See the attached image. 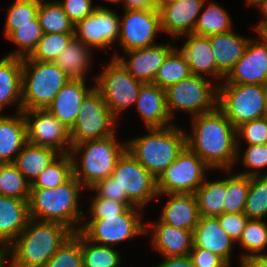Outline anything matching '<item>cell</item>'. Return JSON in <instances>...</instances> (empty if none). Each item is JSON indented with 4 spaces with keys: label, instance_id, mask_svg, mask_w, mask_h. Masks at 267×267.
<instances>
[{
    "label": "cell",
    "instance_id": "obj_16",
    "mask_svg": "<svg viewBox=\"0 0 267 267\" xmlns=\"http://www.w3.org/2000/svg\"><path fill=\"white\" fill-rule=\"evenodd\" d=\"M120 16L105 6H97L91 15L74 25V36L91 49L107 50L118 42Z\"/></svg>",
    "mask_w": 267,
    "mask_h": 267
},
{
    "label": "cell",
    "instance_id": "obj_56",
    "mask_svg": "<svg viewBox=\"0 0 267 267\" xmlns=\"http://www.w3.org/2000/svg\"><path fill=\"white\" fill-rule=\"evenodd\" d=\"M8 256H11L9 246L0 245V267H11V259L7 264L5 263V258H8Z\"/></svg>",
    "mask_w": 267,
    "mask_h": 267
},
{
    "label": "cell",
    "instance_id": "obj_49",
    "mask_svg": "<svg viewBox=\"0 0 267 267\" xmlns=\"http://www.w3.org/2000/svg\"><path fill=\"white\" fill-rule=\"evenodd\" d=\"M87 190L96 191L95 194L98 197H104L107 199L122 202L125 203L128 207H136L128 200L125 192H121L120 187L112 176L98 181L95 185Z\"/></svg>",
    "mask_w": 267,
    "mask_h": 267
},
{
    "label": "cell",
    "instance_id": "obj_15",
    "mask_svg": "<svg viewBox=\"0 0 267 267\" xmlns=\"http://www.w3.org/2000/svg\"><path fill=\"white\" fill-rule=\"evenodd\" d=\"M27 124V142L54 149L60 154L70 153V131L47 109L22 111Z\"/></svg>",
    "mask_w": 267,
    "mask_h": 267
},
{
    "label": "cell",
    "instance_id": "obj_47",
    "mask_svg": "<svg viewBox=\"0 0 267 267\" xmlns=\"http://www.w3.org/2000/svg\"><path fill=\"white\" fill-rule=\"evenodd\" d=\"M236 137L237 147H241V140L247 146L267 144V119L263 117L241 124L236 128Z\"/></svg>",
    "mask_w": 267,
    "mask_h": 267
},
{
    "label": "cell",
    "instance_id": "obj_2",
    "mask_svg": "<svg viewBox=\"0 0 267 267\" xmlns=\"http://www.w3.org/2000/svg\"><path fill=\"white\" fill-rule=\"evenodd\" d=\"M73 234L71 229L57 222L30 219L9 245L11 267H44Z\"/></svg>",
    "mask_w": 267,
    "mask_h": 267
},
{
    "label": "cell",
    "instance_id": "obj_4",
    "mask_svg": "<svg viewBox=\"0 0 267 267\" xmlns=\"http://www.w3.org/2000/svg\"><path fill=\"white\" fill-rule=\"evenodd\" d=\"M116 137L115 133L106 138L87 140L71 146L73 176L86 190L110 177L118 160L127 150V141H118Z\"/></svg>",
    "mask_w": 267,
    "mask_h": 267
},
{
    "label": "cell",
    "instance_id": "obj_25",
    "mask_svg": "<svg viewBox=\"0 0 267 267\" xmlns=\"http://www.w3.org/2000/svg\"><path fill=\"white\" fill-rule=\"evenodd\" d=\"M168 196L159 219L168 225L189 231H194L200 219L198 203L195 194H158Z\"/></svg>",
    "mask_w": 267,
    "mask_h": 267
},
{
    "label": "cell",
    "instance_id": "obj_23",
    "mask_svg": "<svg viewBox=\"0 0 267 267\" xmlns=\"http://www.w3.org/2000/svg\"><path fill=\"white\" fill-rule=\"evenodd\" d=\"M236 242L220 226L217 217L200 216L193 231L192 248H203L220 256L230 267Z\"/></svg>",
    "mask_w": 267,
    "mask_h": 267
},
{
    "label": "cell",
    "instance_id": "obj_43",
    "mask_svg": "<svg viewBox=\"0 0 267 267\" xmlns=\"http://www.w3.org/2000/svg\"><path fill=\"white\" fill-rule=\"evenodd\" d=\"M74 37V33H43L42 38L28 58L35 61L54 62Z\"/></svg>",
    "mask_w": 267,
    "mask_h": 267
},
{
    "label": "cell",
    "instance_id": "obj_14",
    "mask_svg": "<svg viewBox=\"0 0 267 267\" xmlns=\"http://www.w3.org/2000/svg\"><path fill=\"white\" fill-rule=\"evenodd\" d=\"M120 16V34L118 42L122 52L142 49L156 45L154 40L161 29L160 11L152 9H124Z\"/></svg>",
    "mask_w": 267,
    "mask_h": 267
},
{
    "label": "cell",
    "instance_id": "obj_36",
    "mask_svg": "<svg viewBox=\"0 0 267 267\" xmlns=\"http://www.w3.org/2000/svg\"><path fill=\"white\" fill-rule=\"evenodd\" d=\"M191 75L189 63L184 54L178 47H175L159 67L153 83L166 89L168 86L178 83Z\"/></svg>",
    "mask_w": 267,
    "mask_h": 267
},
{
    "label": "cell",
    "instance_id": "obj_18",
    "mask_svg": "<svg viewBox=\"0 0 267 267\" xmlns=\"http://www.w3.org/2000/svg\"><path fill=\"white\" fill-rule=\"evenodd\" d=\"M224 81V82H223ZM221 83L265 85L267 83V44L250 39L243 56Z\"/></svg>",
    "mask_w": 267,
    "mask_h": 267
},
{
    "label": "cell",
    "instance_id": "obj_61",
    "mask_svg": "<svg viewBox=\"0 0 267 267\" xmlns=\"http://www.w3.org/2000/svg\"><path fill=\"white\" fill-rule=\"evenodd\" d=\"M106 1H110L111 3H113L114 5H120V4H122V2H123V0H106Z\"/></svg>",
    "mask_w": 267,
    "mask_h": 267
},
{
    "label": "cell",
    "instance_id": "obj_37",
    "mask_svg": "<svg viewBox=\"0 0 267 267\" xmlns=\"http://www.w3.org/2000/svg\"><path fill=\"white\" fill-rule=\"evenodd\" d=\"M38 19L43 33H74V23L64 12L58 0H40Z\"/></svg>",
    "mask_w": 267,
    "mask_h": 267
},
{
    "label": "cell",
    "instance_id": "obj_59",
    "mask_svg": "<svg viewBox=\"0 0 267 267\" xmlns=\"http://www.w3.org/2000/svg\"><path fill=\"white\" fill-rule=\"evenodd\" d=\"M257 8H259L263 19L260 22H267V0H264Z\"/></svg>",
    "mask_w": 267,
    "mask_h": 267
},
{
    "label": "cell",
    "instance_id": "obj_46",
    "mask_svg": "<svg viewBox=\"0 0 267 267\" xmlns=\"http://www.w3.org/2000/svg\"><path fill=\"white\" fill-rule=\"evenodd\" d=\"M7 9L5 25L33 24L38 17L40 0H14Z\"/></svg>",
    "mask_w": 267,
    "mask_h": 267
},
{
    "label": "cell",
    "instance_id": "obj_44",
    "mask_svg": "<svg viewBox=\"0 0 267 267\" xmlns=\"http://www.w3.org/2000/svg\"><path fill=\"white\" fill-rule=\"evenodd\" d=\"M44 267H83L82 233H74Z\"/></svg>",
    "mask_w": 267,
    "mask_h": 267
},
{
    "label": "cell",
    "instance_id": "obj_60",
    "mask_svg": "<svg viewBox=\"0 0 267 267\" xmlns=\"http://www.w3.org/2000/svg\"><path fill=\"white\" fill-rule=\"evenodd\" d=\"M264 0H245L247 6H255L256 8L263 2Z\"/></svg>",
    "mask_w": 267,
    "mask_h": 267
},
{
    "label": "cell",
    "instance_id": "obj_30",
    "mask_svg": "<svg viewBox=\"0 0 267 267\" xmlns=\"http://www.w3.org/2000/svg\"><path fill=\"white\" fill-rule=\"evenodd\" d=\"M61 154L54 149L26 143L13 164L32 184Z\"/></svg>",
    "mask_w": 267,
    "mask_h": 267
},
{
    "label": "cell",
    "instance_id": "obj_11",
    "mask_svg": "<svg viewBox=\"0 0 267 267\" xmlns=\"http://www.w3.org/2000/svg\"><path fill=\"white\" fill-rule=\"evenodd\" d=\"M212 170L187 145L157 178L158 194H194Z\"/></svg>",
    "mask_w": 267,
    "mask_h": 267
},
{
    "label": "cell",
    "instance_id": "obj_10",
    "mask_svg": "<svg viewBox=\"0 0 267 267\" xmlns=\"http://www.w3.org/2000/svg\"><path fill=\"white\" fill-rule=\"evenodd\" d=\"M95 79V89L109 106L112 114L119 115L131 106H135L142 81L135 79L116 59H110L106 67Z\"/></svg>",
    "mask_w": 267,
    "mask_h": 267
},
{
    "label": "cell",
    "instance_id": "obj_21",
    "mask_svg": "<svg viewBox=\"0 0 267 267\" xmlns=\"http://www.w3.org/2000/svg\"><path fill=\"white\" fill-rule=\"evenodd\" d=\"M94 88L95 85L88 87L85 79H70L46 109L70 130L76 122L84 98Z\"/></svg>",
    "mask_w": 267,
    "mask_h": 267
},
{
    "label": "cell",
    "instance_id": "obj_6",
    "mask_svg": "<svg viewBox=\"0 0 267 267\" xmlns=\"http://www.w3.org/2000/svg\"><path fill=\"white\" fill-rule=\"evenodd\" d=\"M71 78L52 61L22 58L23 110L46 109Z\"/></svg>",
    "mask_w": 267,
    "mask_h": 267
},
{
    "label": "cell",
    "instance_id": "obj_58",
    "mask_svg": "<svg viewBox=\"0 0 267 267\" xmlns=\"http://www.w3.org/2000/svg\"><path fill=\"white\" fill-rule=\"evenodd\" d=\"M153 1V8L157 11H160L165 6L176 2V0H152Z\"/></svg>",
    "mask_w": 267,
    "mask_h": 267
},
{
    "label": "cell",
    "instance_id": "obj_7",
    "mask_svg": "<svg viewBox=\"0 0 267 267\" xmlns=\"http://www.w3.org/2000/svg\"><path fill=\"white\" fill-rule=\"evenodd\" d=\"M199 75H191L165 89L168 113L184 111L191 117L205 114L218 107V83Z\"/></svg>",
    "mask_w": 267,
    "mask_h": 267
},
{
    "label": "cell",
    "instance_id": "obj_33",
    "mask_svg": "<svg viewBox=\"0 0 267 267\" xmlns=\"http://www.w3.org/2000/svg\"><path fill=\"white\" fill-rule=\"evenodd\" d=\"M206 2L207 0L203 5L204 9L202 8L201 10L193 33L201 36H209L234 30L232 29L233 22L227 10L214 1L209 3V5Z\"/></svg>",
    "mask_w": 267,
    "mask_h": 267
},
{
    "label": "cell",
    "instance_id": "obj_13",
    "mask_svg": "<svg viewBox=\"0 0 267 267\" xmlns=\"http://www.w3.org/2000/svg\"><path fill=\"white\" fill-rule=\"evenodd\" d=\"M111 176L136 207L145 209L152 199L158 197L157 179L127 150L118 160Z\"/></svg>",
    "mask_w": 267,
    "mask_h": 267
},
{
    "label": "cell",
    "instance_id": "obj_62",
    "mask_svg": "<svg viewBox=\"0 0 267 267\" xmlns=\"http://www.w3.org/2000/svg\"><path fill=\"white\" fill-rule=\"evenodd\" d=\"M265 89V100H266V106H267V83L264 85Z\"/></svg>",
    "mask_w": 267,
    "mask_h": 267
},
{
    "label": "cell",
    "instance_id": "obj_1",
    "mask_svg": "<svg viewBox=\"0 0 267 267\" xmlns=\"http://www.w3.org/2000/svg\"><path fill=\"white\" fill-rule=\"evenodd\" d=\"M191 133L186 145L212 170H232L237 159L236 128L217 107L211 112L191 117Z\"/></svg>",
    "mask_w": 267,
    "mask_h": 267
},
{
    "label": "cell",
    "instance_id": "obj_39",
    "mask_svg": "<svg viewBox=\"0 0 267 267\" xmlns=\"http://www.w3.org/2000/svg\"><path fill=\"white\" fill-rule=\"evenodd\" d=\"M31 183L13 163H0V196L29 201Z\"/></svg>",
    "mask_w": 267,
    "mask_h": 267
},
{
    "label": "cell",
    "instance_id": "obj_35",
    "mask_svg": "<svg viewBox=\"0 0 267 267\" xmlns=\"http://www.w3.org/2000/svg\"><path fill=\"white\" fill-rule=\"evenodd\" d=\"M265 221L263 219H248L239 240L236 242L244 251L246 250L239 254V261L251 256L267 255L264 253L267 247V222Z\"/></svg>",
    "mask_w": 267,
    "mask_h": 267
},
{
    "label": "cell",
    "instance_id": "obj_40",
    "mask_svg": "<svg viewBox=\"0 0 267 267\" xmlns=\"http://www.w3.org/2000/svg\"><path fill=\"white\" fill-rule=\"evenodd\" d=\"M228 173L226 177V194L224 197V213H242L245 207L251 177L239 173L231 174L233 170H223Z\"/></svg>",
    "mask_w": 267,
    "mask_h": 267
},
{
    "label": "cell",
    "instance_id": "obj_34",
    "mask_svg": "<svg viewBox=\"0 0 267 267\" xmlns=\"http://www.w3.org/2000/svg\"><path fill=\"white\" fill-rule=\"evenodd\" d=\"M197 199L200 216H219L224 213L226 178L205 181L194 193Z\"/></svg>",
    "mask_w": 267,
    "mask_h": 267
},
{
    "label": "cell",
    "instance_id": "obj_32",
    "mask_svg": "<svg viewBox=\"0 0 267 267\" xmlns=\"http://www.w3.org/2000/svg\"><path fill=\"white\" fill-rule=\"evenodd\" d=\"M4 36L12 41L17 50L9 52L7 56L28 57L36 48L42 38L43 31L38 17L33 20V24L25 25H5Z\"/></svg>",
    "mask_w": 267,
    "mask_h": 267
},
{
    "label": "cell",
    "instance_id": "obj_55",
    "mask_svg": "<svg viewBox=\"0 0 267 267\" xmlns=\"http://www.w3.org/2000/svg\"><path fill=\"white\" fill-rule=\"evenodd\" d=\"M124 9L140 10V9H152V0H123Z\"/></svg>",
    "mask_w": 267,
    "mask_h": 267
},
{
    "label": "cell",
    "instance_id": "obj_53",
    "mask_svg": "<svg viewBox=\"0 0 267 267\" xmlns=\"http://www.w3.org/2000/svg\"><path fill=\"white\" fill-rule=\"evenodd\" d=\"M189 255L164 257L156 267H192Z\"/></svg>",
    "mask_w": 267,
    "mask_h": 267
},
{
    "label": "cell",
    "instance_id": "obj_20",
    "mask_svg": "<svg viewBox=\"0 0 267 267\" xmlns=\"http://www.w3.org/2000/svg\"><path fill=\"white\" fill-rule=\"evenodd\" d=\"M157 219L146 223L148 226L145 234H151L150 245L153 249L163 257L189 255L193 246V232L173 227Z\"/></svg>",
    "mask_w": 267,
    "mask_h": 267
},
{
    "label": "cell",
    "instance_id": "obj_19",
    "mask_svg": "<svg viewBox=\"0 0 267 267\" xmlns=\"http://www.w3.org/2000/svg\"><path fill=\"white\" fill-rule=\"evenodd\" d=\"M206 0H177L160 10L162 32L171 39L193 33Z\"/></svg>",
    "mask_w": 267,
    "mask_h": 267
},
{
    "label": "cell",
    "instance_id": "obj_31",
    "mask_svg": "<svg viewBox=\"0 0 267 267\" xmlns=\"http://www.w3.org/2000/svg\"><path fill=\"white\" fill-rule=\"evenodd\" d=\"M92 51L89 46L74 37L54 60V63L71 79L87 80L86 74L91 70V63L94 61Z\"/></svg>",
    "mask_w": 267,
    "mask_h": 267
},
{
    "label": "cell",
    "instance_id": "obj_9",
    "mask_svg": "<svg viewBox=\"0 0 267 267\" xmlns=\"http://www.w3.org/2000/svg\"><path fill=\"white\" fill-rule=\"evenodd\" d=\"M218 108L235 128L263 118L267 113L264 85L218 84Z\"/></svg>",
    "mask_w": 267,
    "mask_h": 267
},
{
    "label": "cell",
    "instance_id": "obj_52",
    "mask_svg": "<svg viewBox=\"0 0 267 267\" xmlns=\"http://www.w3.org/2000/svg\"><path fill=\"white\" fill-rule=\"evenodd\" d=\"M189 256L195 267H230L220 256L203 248H192Z\"/></svg>",
    "mask_w": 267,
    "mask_h": 267
},
{
    "label": "cell",
    "instance_id": "obj_26",
    "mask_svg": "<svg viewBox=\"0 0 267 267\" xmlns=\"http://www.w3.org/2000/svg\"><path fill=\"white\" fill-rule=\"evenodd\" d=\"M30 221L29 202L0 196V245L9 246Z\"/></svg>",
    "mask_w": 267,
    "mask_h": 267
},
{
    "label": "cell",
    "instance_id": "obj_5",
    "mask_svg": "<svg viewBox=\"0 0 267 267\" xmlns=\"http://www.w3.org/2000/svg\"><path fill=\"white\" fill-rule=\"evenodd\" d=\"M147 130L144 136L128 139L127 151L157 179L186 146V131L176 124Z\"/></svg>",
    "mask_w": 267,
    "mask_h": 267
},
{
    "label": "cell",
    "instance_id": "obj_51",
    "mask_svg": "<svg viewBox=\"0 0 267 267\" xmlns=\"http://www.w3.org/2000/svg\"><path fill=\"white\" fill-rule=\"evenodd\" d=\"M58 3L74 24L91 15L97 7L93 6L92 0H61Z\"/></svg>",
    "mask_w": 267,
    "mask_h": 267
},
{
    "label": "cell",
    "instance_id": "obj_22",
    "mask_svg": "<svg viewBox=\"0 0 267 267\" xmlns=\"http://www.w3.org/2000/svg\"><path fill=\"white\" fill-rule=\"evenodd\" d=\"M134 108L146 129L174 125L168 113L165 89L154 83H144L141 86Z\"/></svg>",
    "mask_w": 267,
    "mask_h": 267
},
{
    "label": "cell",
    "instance_id": "obj_24",
    "mask_svg": "<svg viewBox=\"0 0 267 267\" xmlns=\"http://www.w3.org/2000/svg\"><path fill=\"white\" fill-rule=\"evenodd\" d=\"M187 39L179 50L184 54L193 75L207 77L210 75L214 82L224 80V76L217 70L214 54L208 36L190 33L184 35ZM216 79V80H215Z\"/></svg>",
    "mask_w": 267,
    "mask_h": 267
},
{
    "label": "cell",
    "instance_id": "obj_45",
    "mask_svg": "<svg viewBox=\"0 0 267 267\" xmlns=\"http://www.w3.org/2000/svg\"><path fill=\"white\" fill-rule=\"evenodd\" d=\"M240 151H242L241 148L237 147L236 162L240 161L242 165H244L245 169L247 168L249 171H245L244 169L242 172L240 171L239 174L249 177L263 176V174L260 173V170L267 168V144L249 145L246 147L243 153H241ZM239 157L242 159H240Z\"/></svg>",
    "mask_w": 267,
    "mask_h": 267
},
{
    "label": "cell",
    "instance_id": "obj_41",
    "mask_svg": "<svg viewBox=\"0 0 267 267\" xmlns=\"http://www.w3.org/2000/svg\"><path fill=\"white\" fill-rule=\"evenodd\" d=\"M119 253L114 247L93 243L82 234L83 267H120Z\"/></svg>",
    "mask_w": 267,
    "mask_h": 267
},
{
    "label": "cell",
    "instance_id": "obj_17",
    "mask_svg": "<svg viewBox=\"0 0 267 267\" xmlns=\"http://www.w3.org/2000/svg\"><path fill=\"white\" fill-rule=\"evenodd\" d=\"M170 40L172 43L168 41L167 44L158 43L150 47L123 52L126 58L124 55L122 57L115 53L113 58H116L135 79L143 83H153L159 67L175 48L172 46L174 40Z\"/></svg>",
    "mask_w": 267,
    "mask_h": 267
},
{
    "label": "cell",
    "instance_id": "obj_12",
    "mask_svg": "<svg viewBox=\"0 0 267 267\" xmlns=\"http://www.w3.org/2000/svg\"><path fill=\"white\" fill-rule=\"evenodd\" d=\"M118 119L94 88L83 100L74 126L70 131L71 146L87 140L114 135Z\"/></svg>",
    "mask_w": 267,
    "mask_h": 267
},
{
    "label": "cell",
    "instance_id": "obj_38",
    "mask_svg": "<svg viewBox=\"0 0 267 267\" xmlns=\"http://www.w3.org/2000/svg\"><path fill=\"white\" fill-rule=\"evenodd\" d=\"M73 176L70 153L61 154L31 184V189H51L67 182Z\"/></svg>",
    "mask_w": 267,
    "mask_h": 267
},
{
    "label": "cell",
    "instance_id": "obj_57",
    "mask_svg": "<svg viewBox=\"0 0 267 267\" xmlns=\"http://www.w3.org/2000/svg\"><path fill=\"white\" fill-rule=\"evenodd\" d=\"M256 34H258L259 39L267 44V22H259L257 25L254 27Z\"/></svg>",
    "mask_w": 267,
    "mask_h": 267
},
{
    "label": "cell",
    "instance_id": "obj_8",
    "mask_svg": "<svg viewBox=\"0 0 267 267\" xmlns=\"http://www.w3.org/2000/svg\"><path fill=\"white\" fill-rule=\"evenodd\" d=\"M139 207H129L119 215L104 218L84 219L80 232L91 242L115 247L121 242L133 240L137 236L146 235V225L142 222L143 211ZM142 212V213H141Z\"/></svg>",
    "mask_w": 267,
    "mask_h": 267
},
{
    "label": "cell",
    "instance_id": "obj_27",
    "mask_svg": "<svg viewBox=\"0 0 267 267\" xmlns=\"http://www.w3.org/2000/svg\"><path fill=\"white\" fill-rule=\"evenodd\" d=\"M13 104L15 113L23 111L22 58L6 55L0 59V114Z\"/></svg>",
    "mask_w": 267,
    "mask_h": 267
},
{
    "label": "cell",
    "instance_id": "obj_28",
    "mask_svg": "<svg viewBox=\"0 0 267 267\" xmlns=\"http://www.w3.org/2000/svg\"><path fill=\"white\" fill-rule=\"evenodd\" d=\"M217 70L226 77L243 56L250 37L231 30L227 33L209 35Z\"/></svg>",
    "mask_w": 267,
    "mask_h": 267
},
{
    "label": "cell",
    "instance_id": "obj_48",
    "mask_svg": "<svg viewBox=\"0 0 267 267\" xmlns=\"http://www.w3.org/2000/svg\"><path fill=\"white\" fill-rule=\"evenodd\" d=\"M90 202L89 218H104V216L119 215L129 208L125 203L98 197L96 194Z\"/></svg>",
    "mask_w": 267,
    "mask_h": 267
},
{
    "label": "cell",
    "instance_id": "obj_3",
    "mask_svg": "<svg viewBox=\"0 0 267 267\" xmlns=\"http://www.w3.org/2000/svg\"><path fill=\"white\" fill-rule=\"evenodd\" d=\"M86 189L74 176L64 184L51 189H31L30 219L57 222L74 233L81 230L84 212L78 207L81 190Z\"/></svg>",
    "mask_w": 267,
    "mask_h": 267
},
{
    "label": "cell",
    "instance_id": "obj_54",
    "mask_svg": "<svg viewBox=\"0 0 267 267\" xmlns=\"http://www.w3.org/2000/svg\"><path fill=\"white\" fill-rule=\"evenodd\" d=\"M240 267H267V255L251 256L239 262Z\"/></svg>",
    "mask_w": 267,
    "mask_h": 267
},
{
    "label": "cell",
    "instance_id": "obj_42",
    "mask_svg": "<svg viewBox=\"0 0 267 267\" xmlns=\"http://www.w3.org/2000/svg\"><path fill=\"white\" fill-rule=\"evenodd\" d=\"M243 213L249 219L267 217V176L251 177Z\"/></svg>",
    "mask_w": 267,
    "mask_h": 267
},
{
    "label": "cell",
    "instance_id": "obj_29",
    "mask_svg": "<svg viewBox=\"0 0 267 267\" xmlns=\"http://www.w3.org/2000/svg\"><path fill=\"white\" fill-rule=\"evenodd\" d=\"M27 143V124L23 112L0 114V163H13Z\"/></svg>",
    "mask_w": 267,
    "mask_h": 267
},
{
    "label": "cell",
    "instance_id": "obj_50",
    "mask_svg": "<svg viewBox=\"0 0 267 267\" xmlns=\"http://www.w3.org/2000/svg\"><path fill=\"white\" fill-rule=\"evenodd\" d=\"M220 226L237 242L245 228L248 217L242 213H223L216 216Z\"/></svg>",
    "mask_w": 267,
    "mask_h": 267
}]
</instances>
